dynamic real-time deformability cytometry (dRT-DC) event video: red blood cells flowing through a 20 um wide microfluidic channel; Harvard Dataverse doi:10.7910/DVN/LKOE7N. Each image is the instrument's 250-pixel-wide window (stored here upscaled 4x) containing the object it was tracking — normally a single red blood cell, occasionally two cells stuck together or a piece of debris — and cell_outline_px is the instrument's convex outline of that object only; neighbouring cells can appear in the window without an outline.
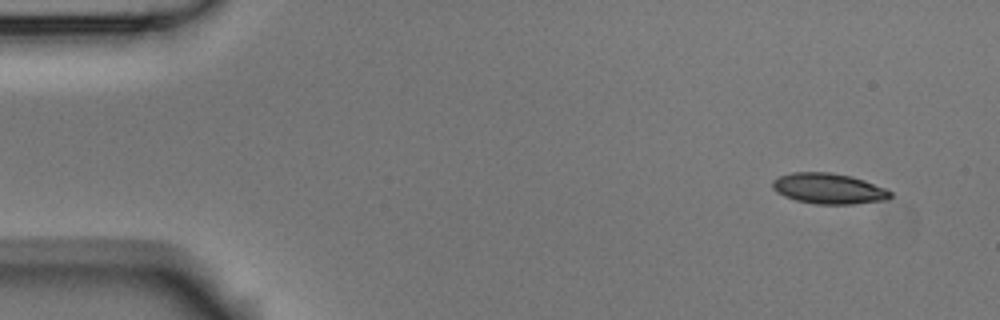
{"species": "Egyptian fruit bat (a non-hibernating species)", "species_latin": "Rousettus aegyptiacus", "temperature_condition": "room temperature", "stored_images_in_passage": 5, "segment_of_instrument_passage": [1, 2], "camera_frame_rate_fps": 3000, "um_per_image_px": 0.085, "animal": {"sex": "male"}, "frame": {"image": 1, "passage_image": 1, "time_ms": 0.0, "image_size_px": [1000, 320], "cell_outline_px": [[892, 196], [888, 200], [852, 204], [816, 204], [796, 200], [784, 196], [776, 192], [772, 188], [772, 180], [780, 176], [792, 172], [828, 172], [852, 176], [864, 180], [884, 188], [892, 192]], "centroid_in_image_um": [70.43, 16.03], "position_along_channel_um": 14.6, "area_um2": 21.1}}
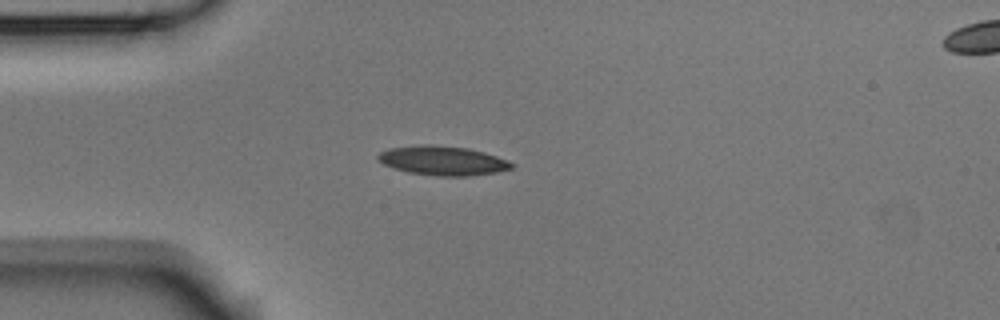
{"frame": {"image": 2, "passage_image": 4, "time_ms": 1.0, "image_size_px": [1000, 320], "cell_outline_px": [[516, 164], [512, 168], [496, 172], [468, 176], [436, 176], [408, 172], [392, 168], [384, 164], [376, 156], [380, 152], [388, 148], [424, 144], [432, 144], [468, 148], [484, 152], [508, 160]], "centroid_in_image_um": [37.63, 13.65], "position_along_channel_um": 47.4, "area_um2": 22.89}}